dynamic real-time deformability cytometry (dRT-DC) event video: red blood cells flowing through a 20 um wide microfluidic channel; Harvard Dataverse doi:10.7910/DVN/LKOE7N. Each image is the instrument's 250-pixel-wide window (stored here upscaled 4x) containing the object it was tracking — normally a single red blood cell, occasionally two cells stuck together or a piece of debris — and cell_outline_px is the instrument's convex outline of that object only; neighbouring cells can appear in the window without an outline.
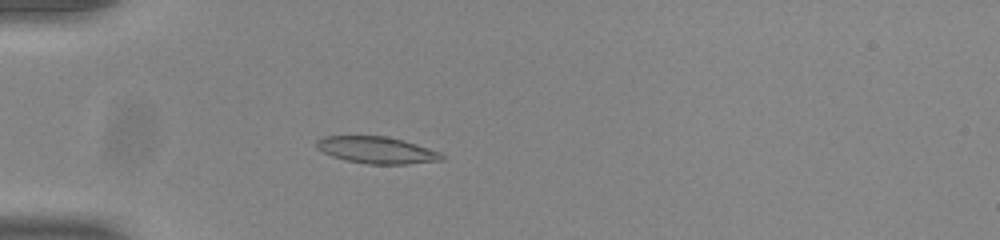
{"species": "common noctule bat (a hibernating species)", "species_latin": "Nyctalus noctula", "temperature_condition": "room temperature", "stored_images_in_passage": 38, "camera_frame_rate_fps": 3000, "um_per_image_px": 0.085, "animal": {"sex": "male", "body_mass_g": 20.0, "forearm_length_mm": 53.3}, "frame": {"image": 1, "passage_image": 1, "time_ms": 0.0, "image_size_px": [1000, 240], "cell_outline_px": [[444, 160], [408, 164], [368, 164], [344, 160], [332, 156], [316, 148], [316, 140], [324, 136], [388, 136], [416, 144], [440, 152], [444, 156]], "centroid_in_image_um": [32.02, 12.76], "position_along_channel_um": 53.0, "area_um2": 19.59}}
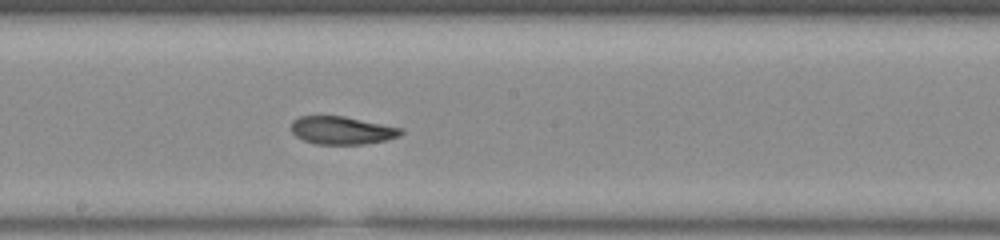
{"frame": {"image": 2, "passage_image": 15, "time_ms": 4.667, "image_size_px": [1000, 240], "cell_outline_px": [[404, 132], [400, 136], [388, 140], [364, 144], [316, 144], [304, 140], [296, 136], [292, 132], [292, 120], [300, 116], [344, 116], [404, 128]], "centroid_in_image_um": [29.11, 11.08], "position_along_channel_um": 219.1, "area_um2": 17.98}}
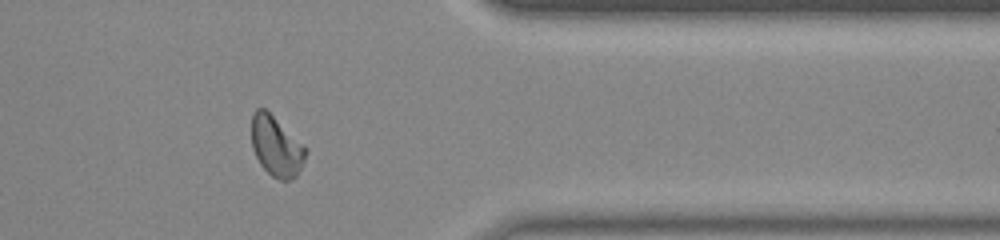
{"frame": {"image": 3, "passage_image": 29, "time_ms": 9.333, "image_size_px": [1000, 240], "cell_outline_px": [[308, 152], [296, 176], [288, 180], [280, 180], [272, 176], [260, 164], [252, 148], [252, 116], [256, 108], [264, 108], [308, 148]], "centroid_in_image_um": [23.49, 12.44], "position_along_channel_um": 387.9, "area_um2": 18.79}, "authors_computed_cell_mechanics": {"area_um2": 18.3515, "velocity_mm_per_s": 3.8732, "shape_relaxation_time_tau1_ms": 7.4819, "shape_relaxation_time_tau2_ms": 1.5605, "deformation_change_tau1": 0.2185, "deformation_change_tau2": 0.0637}}